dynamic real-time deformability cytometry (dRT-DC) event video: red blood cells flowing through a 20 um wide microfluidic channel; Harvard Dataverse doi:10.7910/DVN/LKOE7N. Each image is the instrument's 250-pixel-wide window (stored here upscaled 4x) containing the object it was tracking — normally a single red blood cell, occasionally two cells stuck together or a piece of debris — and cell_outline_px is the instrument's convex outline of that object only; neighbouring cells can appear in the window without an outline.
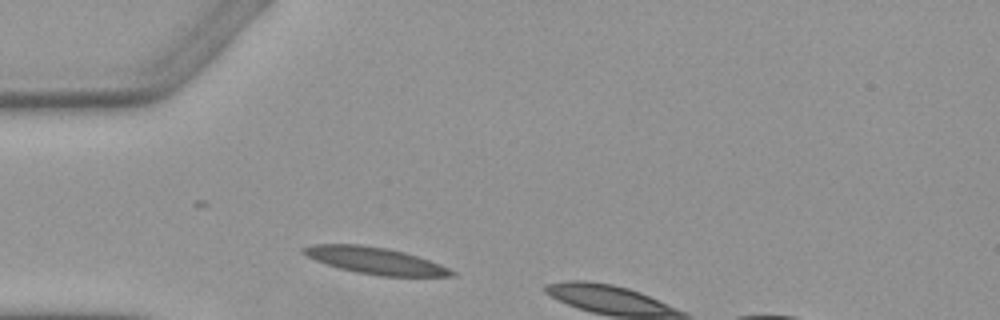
{"species": "Egyptian fruit bat (a non-hibernating species)", "species_latin": "Rousettus aegyptiacus", "temperature_condition": "warm", "stored_images_in_passage": 2, "camera_frame_rate_fps": 3000, "um_per_image_px": 0.085, "animal": {"sex": "female"}, "frame": {"image": 1, "passage_image": 1, "time_ms": 0.0, "image_size_px": [1000, 320], "cell_outline_px": [[456, 276], [380, 276], [356, 272], [340, 268], [316, 260], [308, 256], [300, 248], [312, 244], [360, 244], [384, 248], [404, 252], [440, 264], [456, 272]], "centroid_in_image_um": [31.9, 22.15], "position_along_channel_um": 53.1, "area_um2": 22.72}}